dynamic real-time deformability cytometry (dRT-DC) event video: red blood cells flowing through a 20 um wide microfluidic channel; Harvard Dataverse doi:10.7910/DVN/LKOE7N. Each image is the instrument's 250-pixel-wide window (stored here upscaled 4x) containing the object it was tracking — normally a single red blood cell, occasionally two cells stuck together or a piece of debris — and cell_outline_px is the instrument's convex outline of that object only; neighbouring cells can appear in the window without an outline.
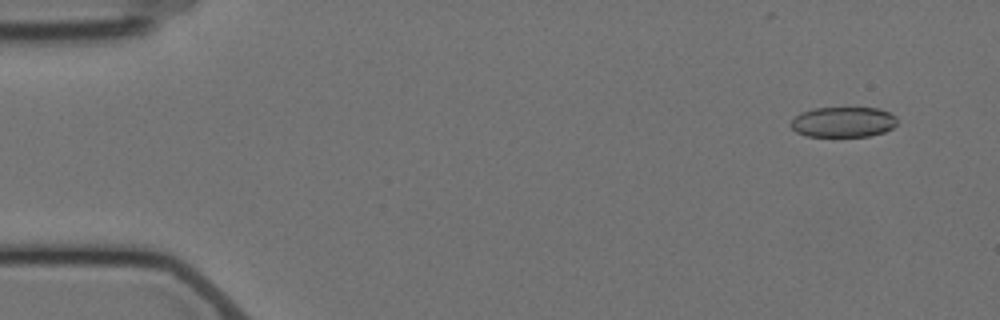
{"species": "Egyptian fruit bat (a non-hibernating species)", "species_latin": "Rousettus aegyptiacus", "temperature_condition": "cold", "stored_images_in_passage": 10, "camera_frame_rate_fps": 3000, "um_per_image_px": 0.085, "animal": {"sex": "female"}, "frame": {"image": 1, "passage_image": 1, "time_ms": 0.0, "image_size_px": [1000, 320], "cell_outline_px": [[896, 124], [892, 128], [884, 132], [868, 136], [808, 136], [796, 132], [792, 128], [792, 120], [800, 112], [812, 108], [880, 108], [896, 116]], "centroid_in_image_um": [71.68, 10.36], "position_along_channel_um": 13.3, "area_um2": 18.73}}
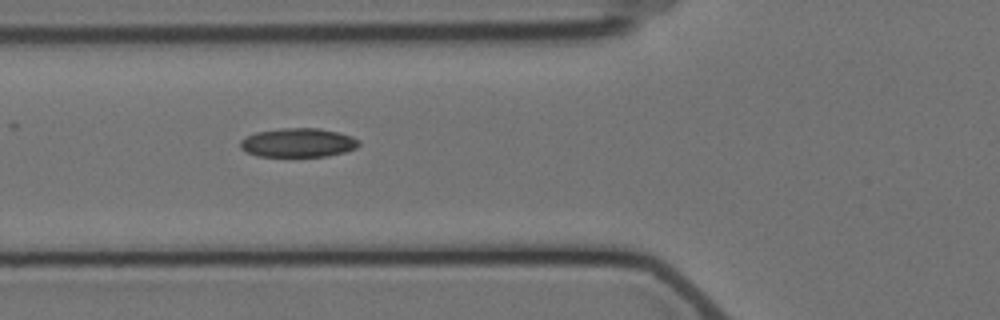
{"frame": {"image": 2, "passage_image": 6, "time_ms": 5.667, "image_size_px": [1000, 320], "cell_outline_px": [[360, 144], [356, 148], [344, 152], [328, 156], [256, 156], [240, 148], [240, 140], [256, 132], [284, 128], [320, 128], [352, 136], [360, 140]], "centroid_in_image_um": [25.35, 12.13], "position_along_channel_um": 100.4, "area_um2": 19.94}}
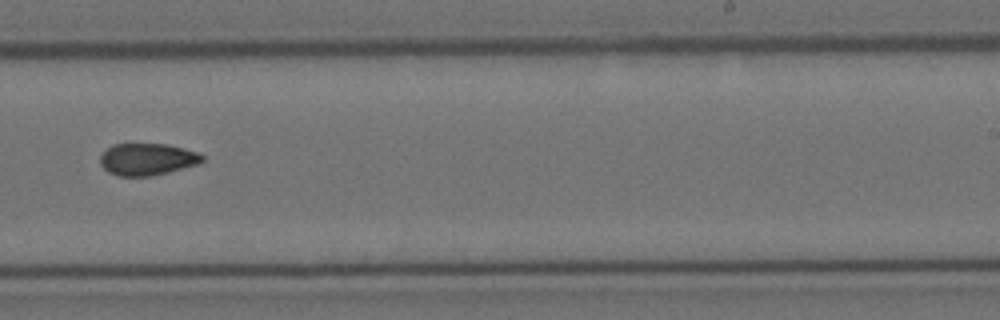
{"frame": {"image": 3, "passage_image": 10, "time_ms": 10.667, "image_size_px": [1000, 320], "cell_outline_px": [[204, 160], [200, 164], [152, 176], [116, 176], [108, 172], [100, 164], [100, 156], [112, 144], [168, 144], [200, 152], [204, 156]], "centroid_in_image_um": [12.55, 13.54], "position_along_channel_um": 276.4, "area_um2": 19.25}}